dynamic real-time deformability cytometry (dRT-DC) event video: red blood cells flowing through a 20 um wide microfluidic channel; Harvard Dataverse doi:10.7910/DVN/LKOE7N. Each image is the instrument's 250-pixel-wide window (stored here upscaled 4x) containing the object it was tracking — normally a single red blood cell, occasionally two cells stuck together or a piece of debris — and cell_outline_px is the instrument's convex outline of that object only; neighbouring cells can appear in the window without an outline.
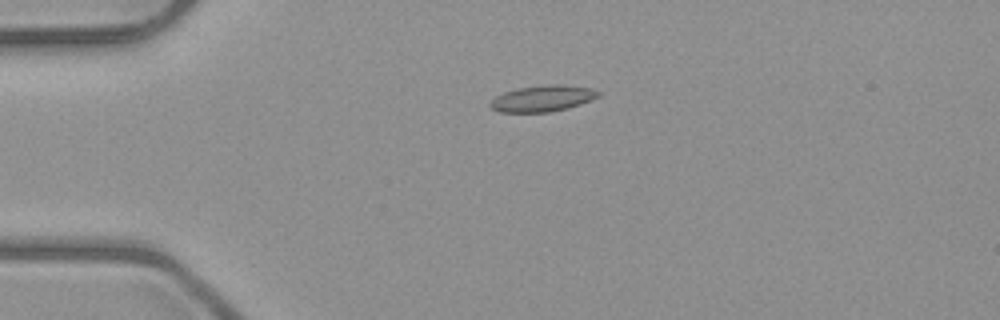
{"species": "common noctule bat (a hibernating species)", "species_latin": "Nyctalus noctula", "temperature_condition": "room temperature", "stored_images_in_passage": 9, "camera_frame_rate_fps": 3000, "um_per_image_px": 0.085, "animal": {"sex": "male", "body_mass_g": 23.1, "forearm_length_mm": 52.7}, "frame": {"image": 1, "passage_image": 4, "time_ms": 4.0, "image_size_px": [1000, 320], "cell_outline_px": [[600, 96], [580, 104], [568, 108], [548, 112], [500, 112], [492, 108], [488, 104], [496, 96], [504, 92], [520, 88], [552, 84], [556, 84], [592, 88], [600, 92]], "centroid_in_image_um": [46.13, 8.37], "position_along_channel_um": 38.9, "area_um2": 16.3}}
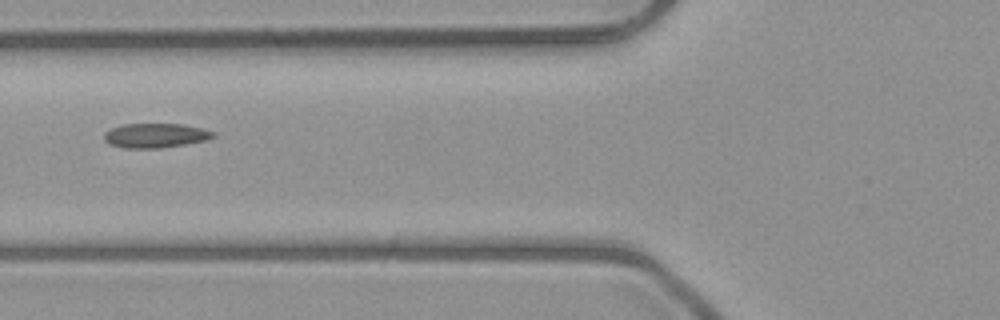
{"frame": {"image": 2, "passage_image": 6, "time_ms": 6.667, "image_size_px": [1000, 320], "cell_outline_px": [[216, 136], [208, 140], [160, 148], [124, 148], [108, 144], [104, 140], [104, 132], [120, 124], [184, 124], [216, 132]], "centroid_in_image_um": [13.2, 11.52], "position_along_channel_um": 112.6, "area_um2": 15.66}}
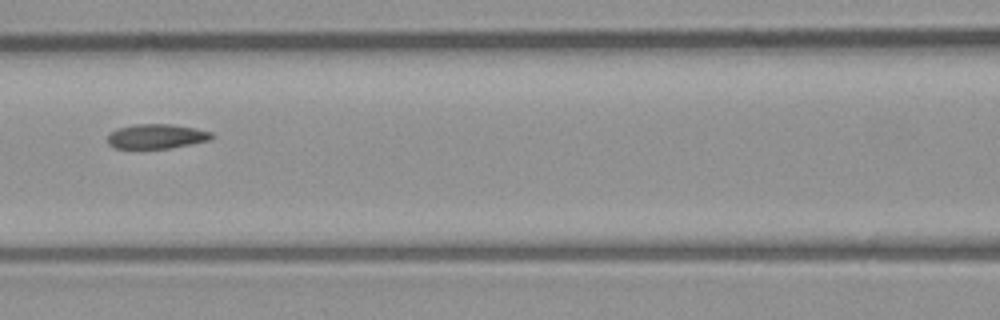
{"frame": {"image": 3, "passage_image": 7, "time_ms": 7.667, "image_size_px": [1000, 320], "cell_outline_px": [[216, 136], [208, 140], [168, 148], [112, 148], [108, 144], [108, 136], [112, 132], [120, 128], [132, 124], [172, 124], [196, 128], [212, 132]], "centroid_in_image_um": [13.31, 11.58], "position_along_channel_um": 153.3, "area_um2": 14.8}}